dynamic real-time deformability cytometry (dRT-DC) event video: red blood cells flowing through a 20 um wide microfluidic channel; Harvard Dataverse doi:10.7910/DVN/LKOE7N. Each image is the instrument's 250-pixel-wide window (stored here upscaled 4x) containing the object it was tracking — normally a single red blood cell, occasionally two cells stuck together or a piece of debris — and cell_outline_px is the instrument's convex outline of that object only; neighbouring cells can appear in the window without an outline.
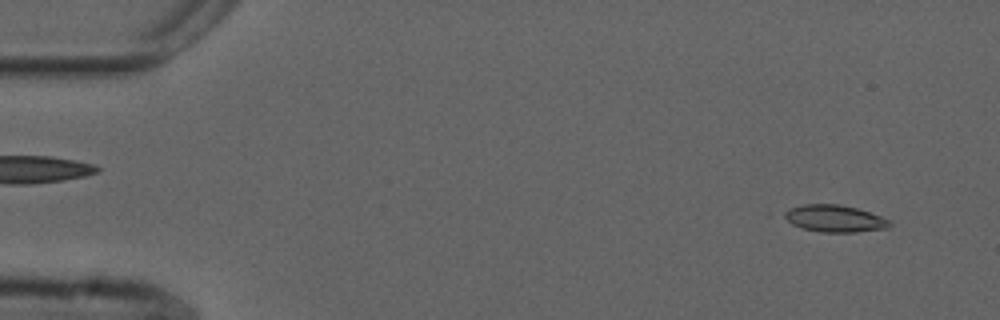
{"species": "common noctule bat (a hibernating species)", "species_latin": "Nyctalus noctula", "temperature_condition": "cold", "stored_images_in_passage": 53, "camera_frame_rate_fps": 3000, "um_per_image_px": 0.085, "animal": {"sex": "male", "forearm_length_mm": 52.5}, "frame": {"image": 1, "passage_image": 3, "time_ms": 0.667, "image_size_px": [1000, 320], "cell_outline_px": [[892, 224], [888, 228], [856, 232], [820, 232], [800, 228], [792, 224], [780, 216], [784, 212], [792, 208], [804, 204], [840, 204], [856, 208], [892, 220]], "centroid_in_image_um": [70.93, 18.58], "position_along_channel_um": 14.1, "area_um2": 16.7}}
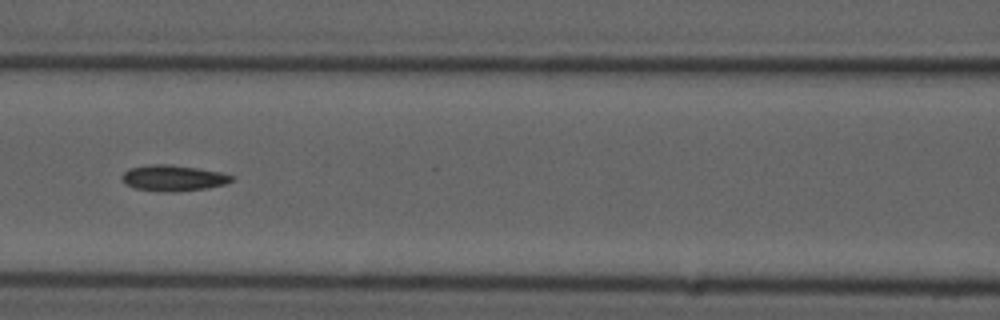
{"frame": {"image": 2, "passage_image": 23, "time_ms": 7.333, "image_size_px": [1000, 320], "cell_outline_px": [[236, 176], [232, 180], [224, 184], [208, 188], [172, 192], [164, 192], [136, 188], [124, 184], [120, 176], [128, 168], [148, 164], [168, 164], [196, 168], [220, 172]], "centroid_in_image_um": [14.69, 15.13], "position_along_channel_um": 151.9, "area_um2": 16.65}}
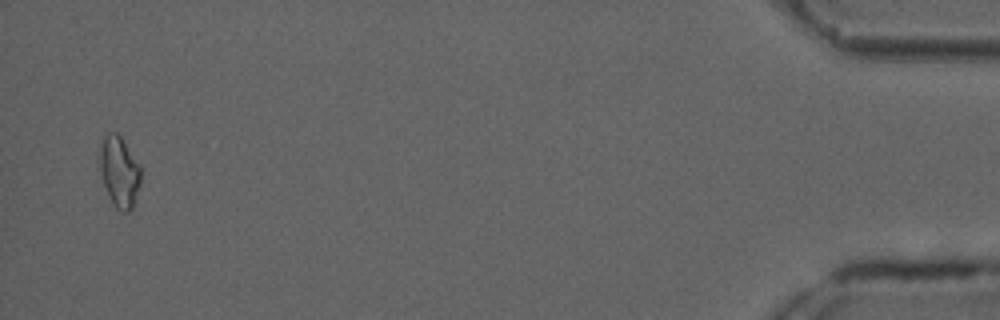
{"frame": {"image": 3, "passage_image": 52, "time_ms": 17.0, "image_size_px": [1000, 320], "cell_outline_px": [[140, 184], [132, 208], [128, 212], [120, 212], [116, 208], [108, 196], [100, 172], [100, 148], [104, 136], [108, 132], [116, 132], [120, 136], [140, 164]], "centroid_in_image_um": [10.15, 14.61], "position_along_channel_um": 425.1, "area_um2": 16.88}}